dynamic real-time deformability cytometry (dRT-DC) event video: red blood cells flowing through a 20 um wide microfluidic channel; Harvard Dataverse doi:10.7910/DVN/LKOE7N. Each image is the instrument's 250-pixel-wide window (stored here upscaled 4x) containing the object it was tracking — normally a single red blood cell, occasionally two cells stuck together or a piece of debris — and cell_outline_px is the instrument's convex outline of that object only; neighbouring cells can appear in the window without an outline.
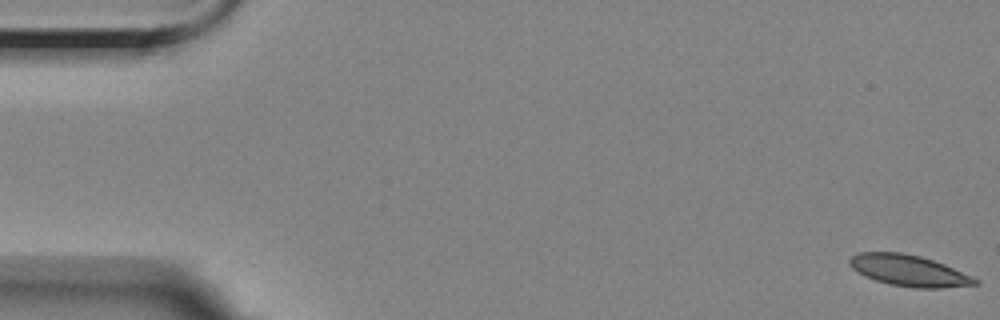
{"species": "Egyptian fruit bat (a non-hibernating species)", "species_latin": "Rousettus aegyptiacus", "temperature_condition": "room temperature", "stored_images_in_passage": 8, "camera_frame_rate_fps": 3000, "um_per_image_px": 0.085, "animal": {"sex": "female"}, "frame": {"image": 1, "passage_image": 1, "time_ms": 0.0, "image_size_px": [1000, 320], "cell_outline_px": [[980, 284], [944, 288], [912, 288], [888, 284], [864, 276], [856, 272], [848, 264], [848, 260], [856, 252], [904, 252], [920, 256], [944, 264], [972, 276], [980, 280]], "centroid_in_image_um": [77.24, 23.0], "position_along_channel_um": 7.8, "area_um2": 23.12}}
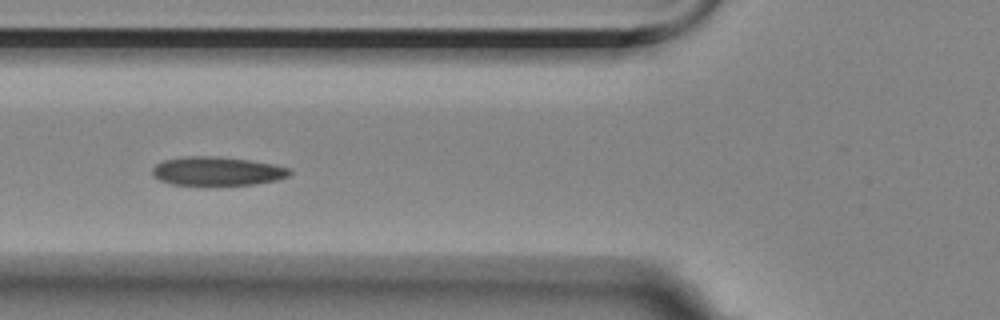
{"frame": {"image": 2, "passage_image": 6, "time_ms": 6.667, "image_size_px": [1000, 320], "cell_outline_px": [[292, 172], [288, 176], [276, 180], [256, 184], [216, 188], [172, 184], [160, 180], [152, 176], [152, 168], [156, 164], [164, 160], [184, 156], [216, 156], [248, 160], [272, 164], [292, 168]], "centroid_in_image_um": [18.44, 14.59], "position_along_channel_um": 107.4, "area_um2": 24.04}}
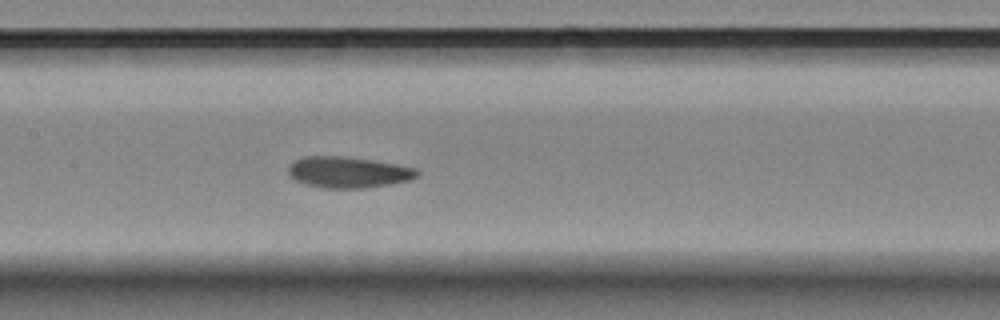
{"frame": {"image": 3, "passage_image": 8, "time_ms": 8.667, "image_size_px": [1000, 320], "cell_outline_px": [[420, 176], [412, 180], [392, 184], [364, 188], [324, 188], [304, 184], [292, 180], [288, 176], [288, 168], [296, 160], [304, 156], [344, 156], [372, 160], [396, 164], [416, 168], [420, 172]], "centroid_in_image_um": [29.62, 14.65], "position_along_channel_um": 177.8, "area_um2": 23.7}}